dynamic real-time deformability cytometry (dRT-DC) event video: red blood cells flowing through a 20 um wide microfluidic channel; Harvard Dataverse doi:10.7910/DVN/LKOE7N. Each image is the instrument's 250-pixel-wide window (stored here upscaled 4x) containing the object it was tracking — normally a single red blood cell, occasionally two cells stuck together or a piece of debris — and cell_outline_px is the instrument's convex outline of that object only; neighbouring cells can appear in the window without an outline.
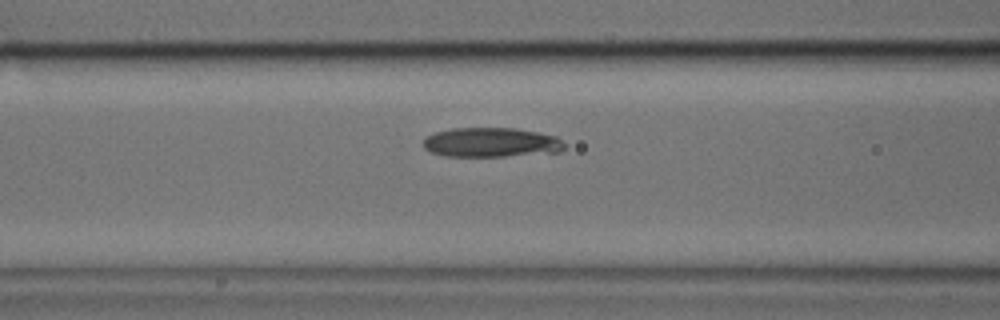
{"species": "common noctule bat (a hibernating species)", "species_latin": "Nyctalus noctula", "temperature_condition": "cold", "stored_images_in_passage": 34, "camera_frame_rate_fps": 3000, "um_per_image_px": 0.085, "animal": {"sex": "male", "body_mass_g": 17.9, "forearm_length_mm": 54.2}, "frame": {"image": 1, "passage_image": 7, "time_ms": 2.0, "image_size_px": [1000, 320], "cell_outline_px": [[564, 148], [560, 152], [504, 156], [444, 156], [428, 152], [424, 148], [424, 136], [436, 132], [452, 128], [516, 128], [556, 136], [564, 144]], "centroid_in_image_um": [41.71, 12.11], "position_along_channel_um": 124.9, "area_um2": 24.33}}
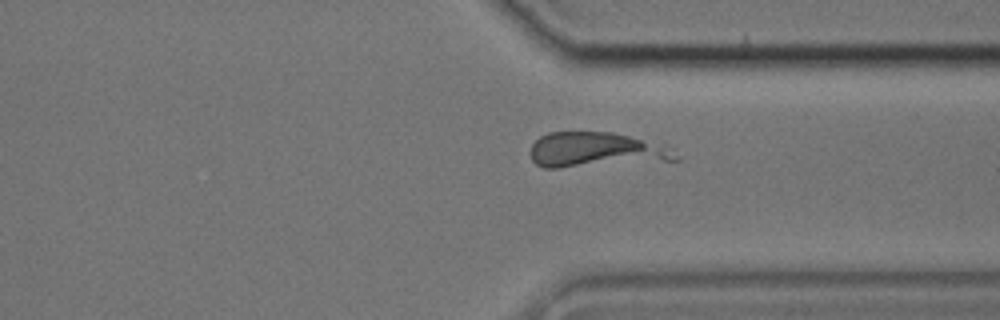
{"frame": {"image": 2, "passage_image": 25, "time_ms": 8.0, "image_size_px": [1000, 320], "cell_outline_px": [[680, 160], [560, 168], [544, 168], [536, 164], [532, 160], [532, 144], [540, 136], [548, 132], [612, 132], [664, 144], [672, 148], [680, 156]], "centroid_in_image_um": [50.71, 12.75], "position_along_channel_um": 360.7, "area_um2": 29.94}}
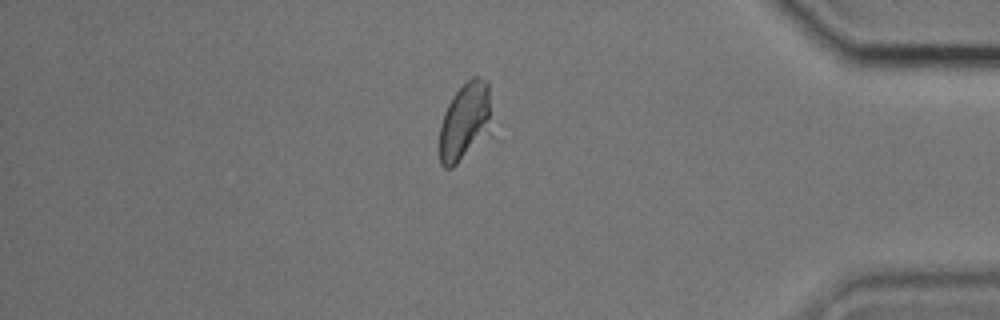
{"frame": {"image": 3, "passage_image": 30, "time_ms": 9.667, "image_size_px": [1000, 320], "cell_outline_px": [[492, 136], [452, 168], [444, 168], [440, 164], [440, 124], [444, 112], [452, 96], [472, 76], [476, 76], [488, 80]], "centroid_in_image_um": [39.56, 10.38], "position_along_channel_um": 395.6, "area_um2": 24.51}}